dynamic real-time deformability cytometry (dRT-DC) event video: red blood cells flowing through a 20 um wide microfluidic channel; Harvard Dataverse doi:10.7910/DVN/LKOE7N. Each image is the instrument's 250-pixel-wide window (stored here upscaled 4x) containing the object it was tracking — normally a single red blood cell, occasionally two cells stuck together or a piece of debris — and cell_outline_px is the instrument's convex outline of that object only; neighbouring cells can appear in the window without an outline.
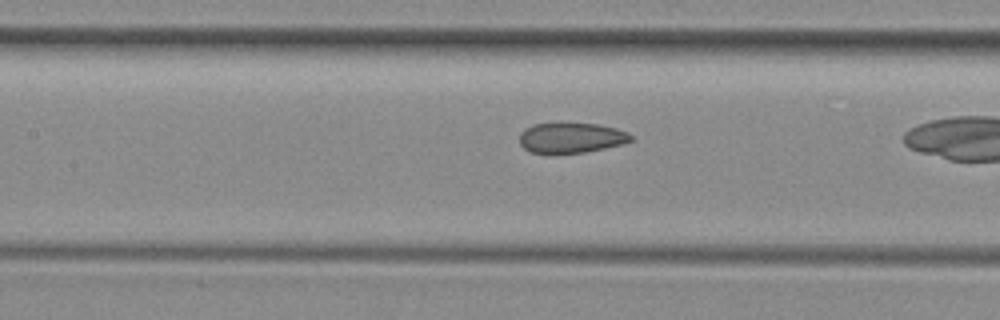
{"species": "common noctule bat (a hibernating species)", "species_latin": "Nyctalus noctula", "temperature_condition": "room temperature", "stored_images_in_passage": 22, "camera_frame_rate_fps": 3000, "um_per_image_px": 0.085, "animal": {"sex": "female", "body_mass_g": 29.2, "forearm_length_mm": 56.3}, "frame": {"image": 1, "passage_image": 11, "time_ms": 3.333, "image_size_px": [1000, 320], "cell_outline_px": [[632, 140], [624, 144], [584, 152], [532, 152], [524, 148], [520, 144], [520, 132], [524, 128], [532, 124], [596, 124], [616, 128], [628, 132], [632, 136]], "centroid_in_image_um": [48.56, 11.7], "position_along_channel_um": 158.8, "area_um2": 19.25}}
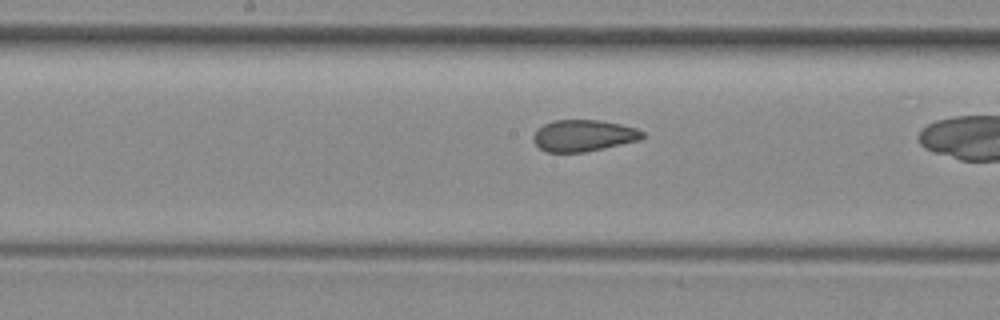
{"frame": {"image": 2, "passage_image": 14, "time_ms": 4.333, "image_size_px": [1000, 320], "cell_outline_px": [[644, 136], [640, 140], [604, 148], [584, 152], [548, 152], [540, 148], [532, 140], [532, 136], [544, 124], [552, 120], [600, 120], [620, 124], [636, 128], [644, 132]], "centroid_in_image_um": [49.6, 11.52], "position_along_channel_um": 198.6, "area_um2": 20.0}}